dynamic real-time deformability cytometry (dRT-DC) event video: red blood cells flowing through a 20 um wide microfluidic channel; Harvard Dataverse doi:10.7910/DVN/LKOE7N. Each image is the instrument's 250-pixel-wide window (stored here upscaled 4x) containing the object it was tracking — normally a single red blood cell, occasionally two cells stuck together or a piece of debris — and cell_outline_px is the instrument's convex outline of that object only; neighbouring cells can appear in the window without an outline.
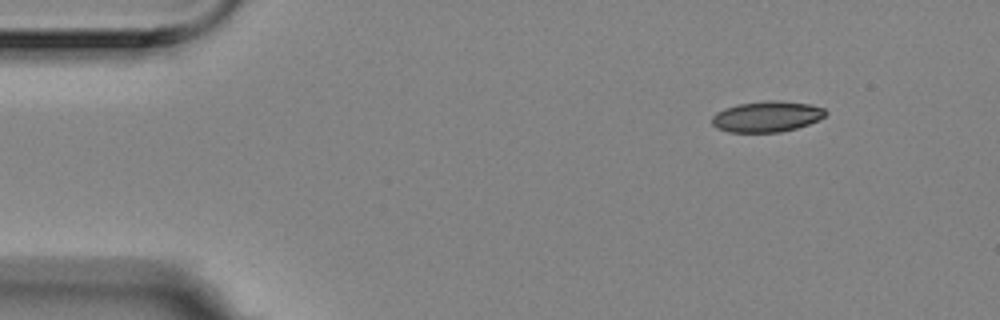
{"species": "Egyptian fruit bat (a non-hibernating species)", "species_latin": "Rousettus aegyptiacus", "temperature_condition": "room temperature", "stored_images_in_passage": 9, "camera_frame_rate_fps": 3000, "um_per_image_px": 0.085, "animal": {"sex": "female"}, "frame": {"image": 1, "passage_image": 1, "time_ms": 0.0, "image_size_px": [1000, 320], "cell_outline_px": [[828, 112], [820, 120], [796, 128], [780, 132], [728, 132], [716, 128], [712, 124], [712, 116], [716, 112], [724, 108], [736, 104], [768, 100], [776, 100], [808, 104], [824, 108]], "centroid_in_image_um": [65.16, 9.9], "position_along_channel_um": 19.8, "area_um2": 20.52}}
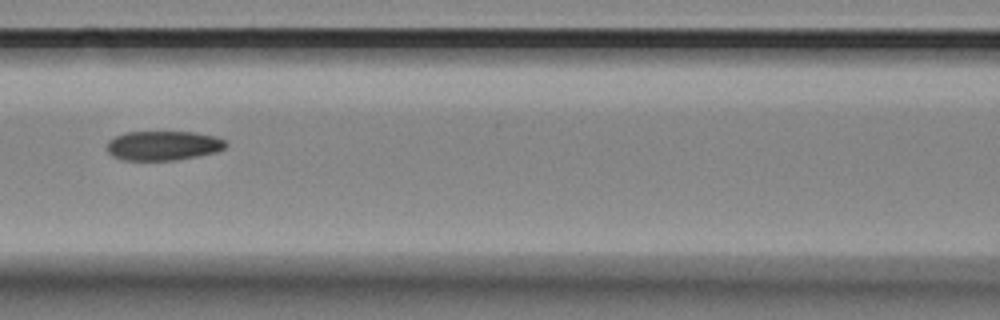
{"frame": {"image": 2, "passage_image": 6, "time_ms": 1.667, "image_size_px": [1000, 320], "cell_outline_px": [[228, 144], [224, 148], [216, 152], [196, 156], [172, 160], [124, 160], [112, 156], [108, 152], [108, 140], [124, 132], [196, 132], [216, 136], [224, 140]], "centroid_in_image_um": [13.87, 12.37], "position_along_channel_um": 152.7, "area_um2": 20.35}}
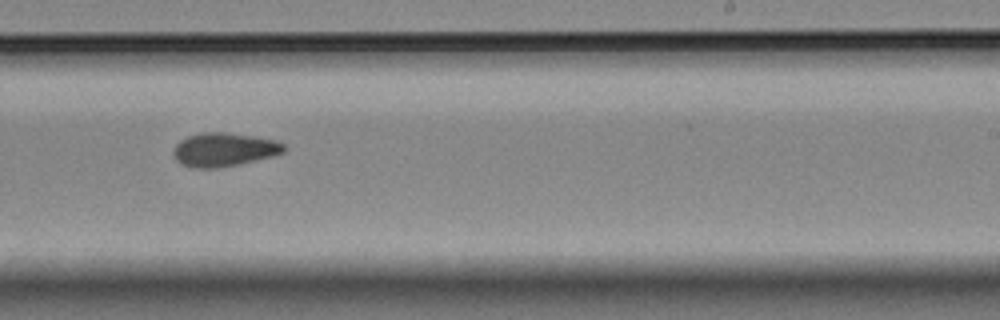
{"frame": {"image": 3, "passage_image": 9, "time_ms": 2.667, "image_size_px": [1000, 320], "cell_outline_px": [[288, 148], [284, 152], [272, 156], [236, 164], [216, 168], [192, 168], [180, 164], [172, 156], [172, 152], [176, 144], [180, 140], [188, 136], [200, 132], [228, 132], [276, 140], [284, 144]], "centroid_in_image_um": [19.0, 12.71], "position_along_channel_um": 270.0, "area_um2": 21.79}}